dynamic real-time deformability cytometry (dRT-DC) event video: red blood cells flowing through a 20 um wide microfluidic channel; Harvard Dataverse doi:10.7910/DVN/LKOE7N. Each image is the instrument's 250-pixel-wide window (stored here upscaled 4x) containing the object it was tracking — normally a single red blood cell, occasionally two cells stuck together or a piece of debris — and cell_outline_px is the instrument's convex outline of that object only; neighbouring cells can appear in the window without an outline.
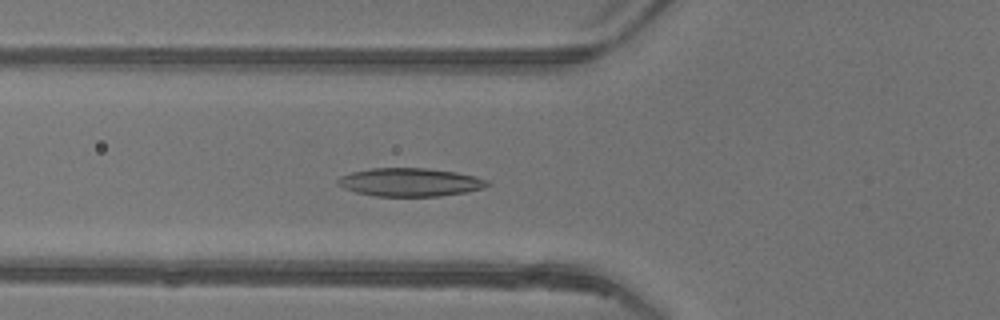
{"species": "common noctule bat (a hibernating species)", "species_latin": "Nyctalus noctula", "temperature_condition": "warm", "stored_images_in_passage": 38, "camera_frame_rate_fps": 3000, "um_per_image_px": 0.085, "animal": {"sex": "female"}, "frame": {"image": 1, "passage_image": 7, "time_ms": 2.0, "image_size_px": [1000, 320], "cell_outline_px": [[492, 184], [484, 188], [468, 192], [440, 196], [376, 196], [356, 192], [344, 188], [336, 184], [336, 180], [340, 176], [352, 172], [372, 168], [424, 168], [456, 172], [476, 176], [488, 180]], "centroid_in_image_um": [34.88, 15.49], "position_along_channel_um": 90.9, "area_um2": 24.8}}
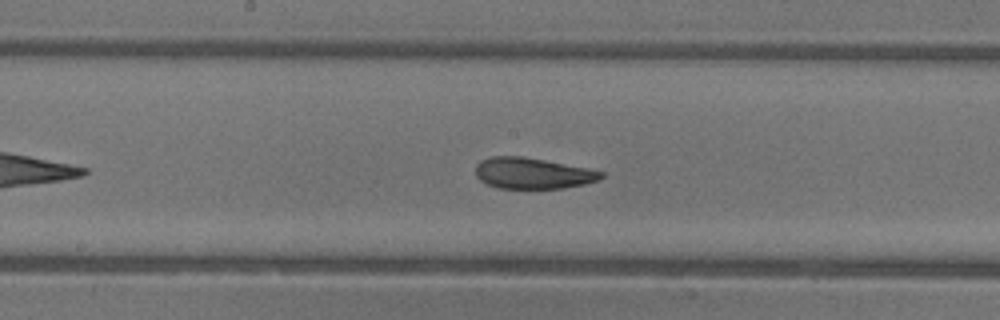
{"frame": {"image": 2, "passage_image": 15, "time_ms": 4.667, "image_size_px": [1000, 320], "cell_outline_px": [[604, 176], [600, 180], [584, 184], [564, 188], [496, 188], [480, 180], [476, 176], [476, 164], [480, 160], [492, 156], [524, 156], [588, 168], [604, 172]], "centroid_in_image_um": [45.28, 14.72], "position_along_channel_um": 202.9, "area_um2": 22.83}}
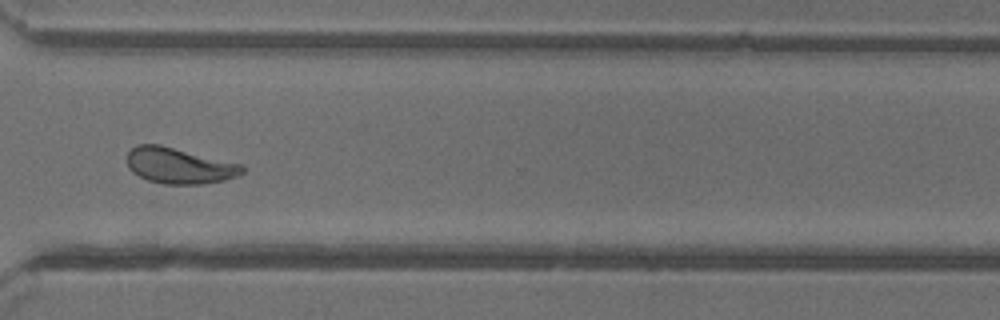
{"frame": {"image": 3, "passage_image": 26, "time_ms": 8.333, "image_size_px": [1000, 320], "cell_outline_px": [[244, 172], [240, 176], [224, 180], [200, 184], [164, 184], [148, 180], [132, 172], [128, 168], [128, 152], [136, 144], [160, 144], [244, 164]], "centroid_in_image_um": [15.27, 14.07], "position_along_channel_um": 355.3, "area_um2": 24.33}, "authors_computed_cell_mechanics": {"area_um2": 24.0448, "velocity_mm_per_s": 4.1784, "shape_relaxation_time_tau1_ms": 7.6146, "shape_relaxation_time_tau2_ms": 2.1394, "deformation_change_tau1": 0.2113, "deformation_change_tau2": 0.0929}}